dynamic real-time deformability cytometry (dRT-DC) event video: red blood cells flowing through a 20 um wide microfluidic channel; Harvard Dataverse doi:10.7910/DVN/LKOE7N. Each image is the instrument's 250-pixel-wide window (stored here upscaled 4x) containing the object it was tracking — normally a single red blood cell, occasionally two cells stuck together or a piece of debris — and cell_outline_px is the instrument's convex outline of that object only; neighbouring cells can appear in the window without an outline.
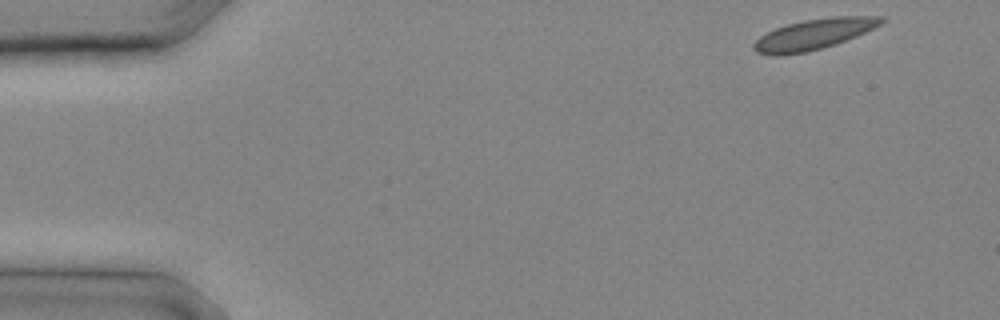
{"species": "common noctule bat (a hibernating species)", "species_latin": "Nyctalus noctula", "temperature_condition": "cold", "stored_images_in_passage": 10, "camera_frame_rate_fps": 3000, "um_per_image_px": 0.085, "animal": {"sex": "male", "body_mass_g": 20.4}, "frame": {"image": 1, "passage_image": 1, "time_ms": 0.0, "image_size_px": [1000, 320], "cell_outline_px": [[888, 20], [856, 36], [836, 44], [804, 52], [780, 56], [776, 56], [756, 52], [752, 48], [752, 44], [760, 36], [776, 28], [788, 24], [804, 20], [832, 16], [884, 16]], "centroid_in_image_um": [69.17, 2.9], "position_along_channel_um": 15.8, "area_um2": 22.6}}
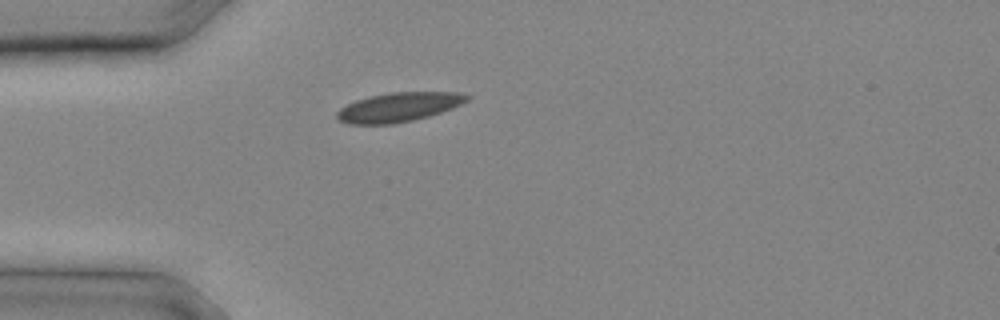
{"frame": {"image": 2, "passage_image": 6, "time_ms": 1.667, "image_size_px": [1000, 320], "cell_outline_px": [[472, 96], [468, 100], [452, 108], [428, 116], [412, 120], [392, 124], [348, 124], [340, 120], [336, 116], [336, 112], [340, 108], [356, 100], [368, 96], [392, 92], [460, 92]], "centroid_in_image_um": [33.89, 9.1], "position_along_channel_um": 51.1, "area_um2": 22.08}}